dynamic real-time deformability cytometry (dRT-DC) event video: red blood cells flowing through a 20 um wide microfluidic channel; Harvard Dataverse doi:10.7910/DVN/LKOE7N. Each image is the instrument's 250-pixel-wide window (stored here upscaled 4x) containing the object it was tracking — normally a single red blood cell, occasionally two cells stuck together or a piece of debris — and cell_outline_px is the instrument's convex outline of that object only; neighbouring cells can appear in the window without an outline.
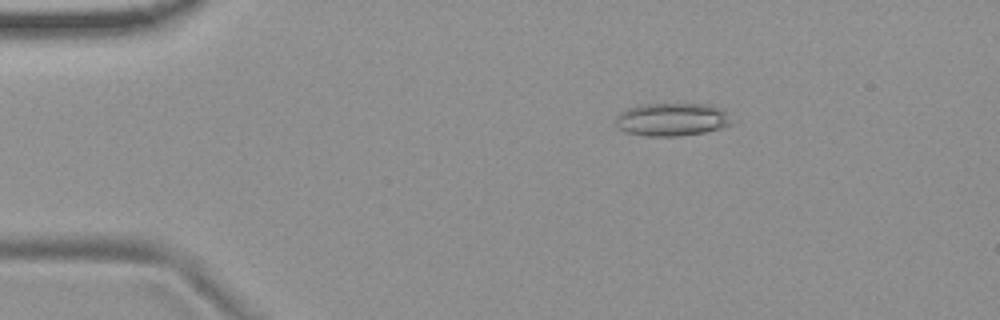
{"species": "common noctule bat (a hibernating species)", "species_latin": "Nyctalus noctula", "temperature_condition": "room temperature", "stored_images_in_passage": 51, "camera_frame_rate_fps": 3000, "um_per_image_px": 0.085, "animal": {"sex": "female", "body_mass_g": 19.9}, "frame": {"image": 1, "passage_image": 6, "time_ms": 1.667, "image_size_px": [1000, 320], "cell_outline_px": [[732, 124], [720, 128], [704, 132], [680, 136], [644, 136], [628, 132], [620, 128], [616, 124], [616, 116], [620, 112], [628, 108], [644, 104], [708, 104], [724, 108]], "centroid_in_image_um": [57.13, 10.15], "position_along_channel_um": 27.9, "area_um2": 22.25}}
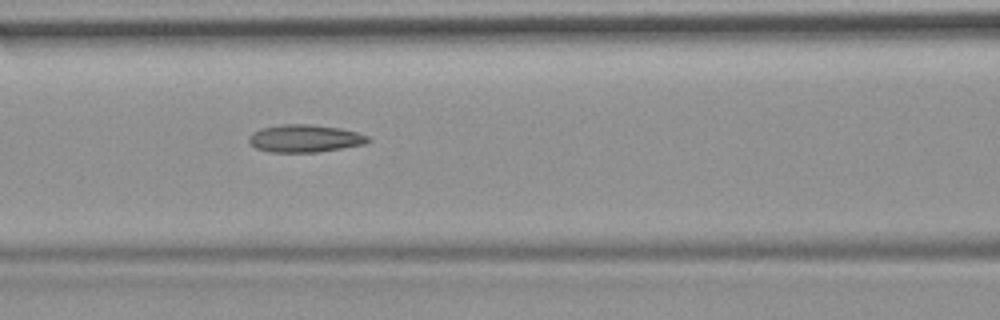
{"frame": {"image": 2, "passage_image": 20, "time_ms": 6.333, "image_size_px": [1000, 320], "cell_outline_px": [[372, 140], [364, 144], [316, 152], [268, 152], [256, 148], [248, 140], [252, 132], [260, 128], [280, 124], [308, 124], [340, 128], [356, 132], [368, 136]], "centroid_in_image_um": [25.89, 11.76], "position_along_channel_um": 140.7, "area_um2": 19.07}}
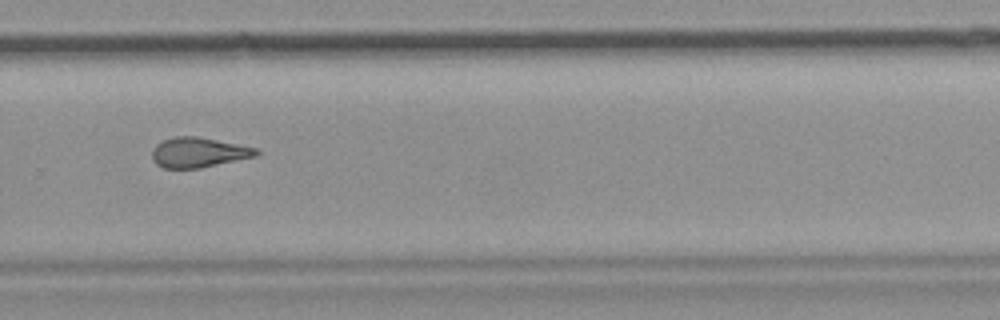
{"frame": {"image": 3, "passage_image": 34, "time_ms": 11.0, "image_size_px": [1000, 320], "cell_outline_px": [[260, 152], [256, 156], [200, 168], [164, 168], [156, 164], [152, 160], [152, 148], [156, 144], [164, 140], [176, 136], [196, 136], [256, 148]], "centroid_in_image_um": [16.83, 12.96], "position_along_channel_um": 313.0, "area_um2": 18.03}, "authors_computed_cell_mechanics": {"area_um2": 18.8428, "velocity_mm_per_s": 3.7062, "shape_relaxation_time_tau1_ms": null, "shape_relaxation_time_tau2_ms": 3.3396, "deformation_change_tau1": null, "deformation_change_tau2": 0.1403}}